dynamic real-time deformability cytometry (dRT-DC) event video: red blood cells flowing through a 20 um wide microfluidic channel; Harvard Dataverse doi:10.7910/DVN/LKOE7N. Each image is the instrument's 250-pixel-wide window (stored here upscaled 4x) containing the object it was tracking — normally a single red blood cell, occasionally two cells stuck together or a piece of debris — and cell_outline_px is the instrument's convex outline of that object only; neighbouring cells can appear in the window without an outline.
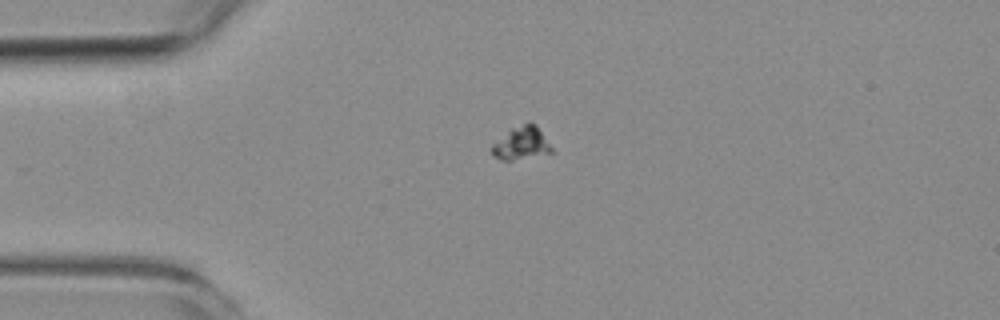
{"species": "common noctule bat (a hibernating species)", "species_latin": "Nyctalus noctula", "temperature_condition": "room temperature", "stored_images_in_passage": 4, "camera_frame_rate_fps": 3000, "um_per_image_px": 0.085, "animal": {"sex": "female", "body_mass_g": 19.3, "forearm_length_mm": 54.1}, "frame": {"image": 1, "passage_image": 4, "time_ms": 3.333, "image_size_px": [1000, 320], "cell_outline_px": [[552, 152], [512, 160], [500, 160], [492, 156], [488, 152], [488, 148], [492, 144], [512, 128], [528, 120], [536, 124], [552, 148]], "centroid_in_image_um": [44.25, 12.16], "position_along_channel_um": 40.8, "area_um2": 11.56}}